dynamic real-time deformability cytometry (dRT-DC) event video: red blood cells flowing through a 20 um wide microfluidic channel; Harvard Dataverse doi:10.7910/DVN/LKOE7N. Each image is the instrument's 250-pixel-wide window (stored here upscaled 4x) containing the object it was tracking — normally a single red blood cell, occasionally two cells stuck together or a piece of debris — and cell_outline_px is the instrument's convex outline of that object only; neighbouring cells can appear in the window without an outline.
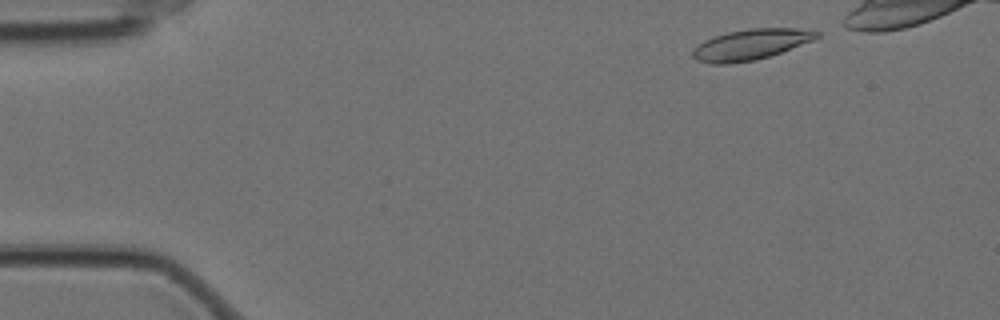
{"species": "Egyptian fruit bat (a non-hibernating species)", "species_latin": "Rousettus aegyptiacus", "temperature_condition": "cold", "stored_images_in_passage": 46, "camera_frame_rate_fps": 3000, "um_per_image_px": 0.085, "animal": {"sex": "female"}, "frame": {"image": 1, "passage_image": 2, "time_ms": 0.333, "image_size_px": [1000, 320], "cell_outline_px": [[820, 36], [812, 40], [780, 52], [756, 60], [728, 64], [712, 64], [696, 60], [692, 56], [692, 48], [704, 40], [728, 32], [748, 28], [796, 28], [820, 32]], "centroid_in_image_um": [63.76, 3.78], "position_along_channel_um": 21.2, "area_um2": 22.02}}
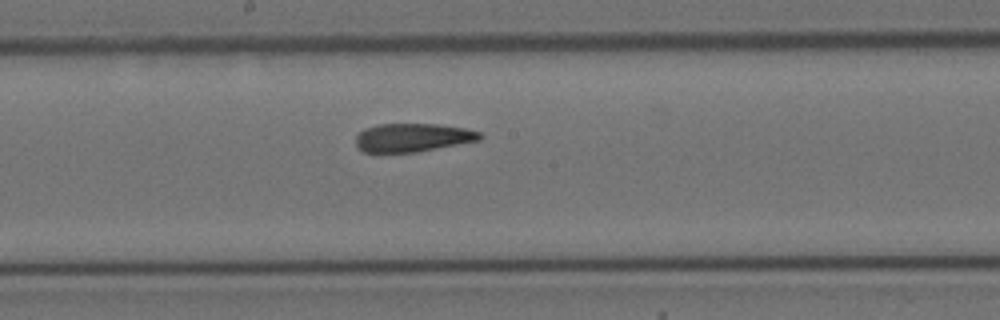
{"frame": {"image": 2, "passage_image": 26, "time_ms": 8.333, "image_size_px": [1000, 320], "cell_outline_px": [[484, 136], [480, 140], [416, 152], [364, 152], [356, 144], [356, 136], [364, 128], [380, 124], [436, 124], [464, 128], [480, 132]], "centroid_in_image_um": [35.09, 11.69], "position_along_channel_um": 213.1, "area_um2": 20.4}}
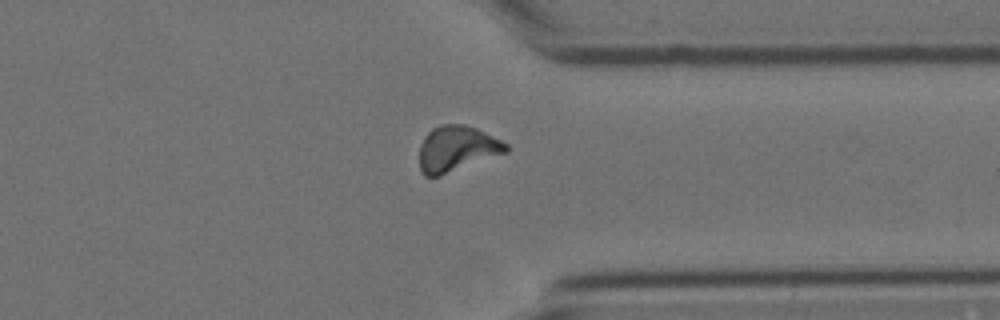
{"frame": {"image": 3, "passage_image": 40, "time_ms": 13.0, "image_size_px": [1000, 320], "cell_outline_px": [[508, 152], [440, 176], [424, 176], [420, 168], [420, 144], [424, 136], [432, 128], [440, 124], [464, 124], [476, 128], [508, 144]], "centroid_in_image_um": [38.81, 12.64], "position_along_channel_um": 372.6, "area_um2": 23.06}, "authors_computed_cell_mechanics": {"area_um2": 22.0796, "velocity_mm_per_s": 3.4763, "shape_relaxation_time_tau1_ms": 7.643, "shape_relaxation_time_tau2_ms": 2.8817, "deformation_change_tau1": 0.1811, "deformation_change_tau2": 0.1209}}